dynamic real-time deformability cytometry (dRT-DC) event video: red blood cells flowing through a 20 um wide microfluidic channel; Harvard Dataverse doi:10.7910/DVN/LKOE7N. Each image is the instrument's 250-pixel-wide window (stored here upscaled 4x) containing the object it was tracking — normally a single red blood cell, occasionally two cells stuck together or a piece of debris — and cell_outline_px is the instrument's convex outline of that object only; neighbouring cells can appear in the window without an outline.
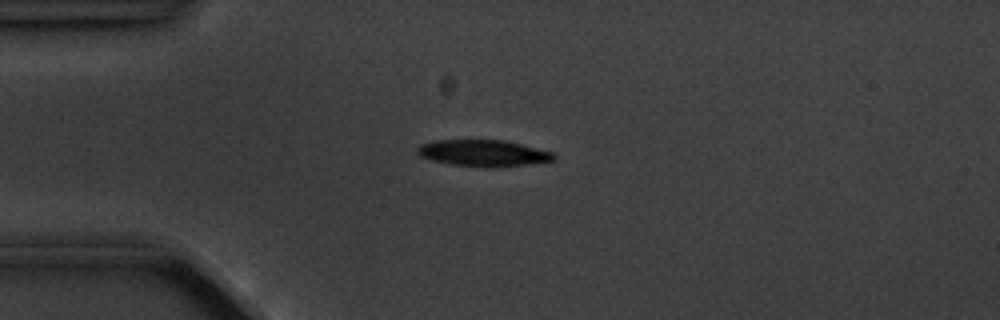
{"species": "common noctule bat (a hibernating species)", "species_latin": "Nyctalus noctula", "temperature_condition": "cold", "stored_images_in_passage": 8, "camera_frame_rate_fps": 3000, "um_per_image_px": 0.085, "animal": {"sex": "male", "body_mass_g": 20.1, "forearm_length_mm": 53.5}, "frame": {"image": 1, "passage_image": 2, "time_ms": 1.0, "image_size_px": [1000, 320], "cell_outline_px": [[556, 160], [524, 164], [452, 164], [432, 160], [420, 156], [416, 152], [416, 148], [420, 144], [432, 140], [504, 140], [552, 152], [556, 156]], "centroid_in_image_um": [41.0, 12.95], "position_along_channel_um": 44.0, "area_um2": 19.88}}